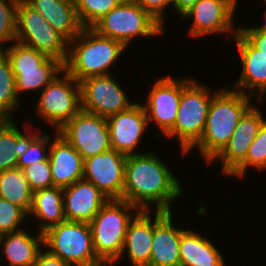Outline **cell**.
I'll use <instances>...</instances> for the list:
<instances>
[{"instance_id": "1", "label": "cell", "mask_w": 266, "mask_h": 266, "mask_svg": "<svg viewBox=\"0 0 266 266\" xmlns=\"http://www.w3.org/2000/svg\"><path fill=\"white\" fill-rule=\"evenodd\" d=\"M157 152L127 156L122 200L139 210L172 212V204L184 198V184Z\"/></svg>"}, {"instance_id": "2", "label": "cell", "mask_w": 266, "mask_h": 266, "mask_svg": "<svg viewBox=\"0 0 266 266\" xmlns=\"http://www.w3.org/2000/svg\"><path fill=\"white\" fill-rule=\"evenodd\" d=\"M254 99L229 86H223L212 97L203 135L186 155L196 149L206 166L226 146L241 116Z\"/></svg>"}, {"instance_id": "3", "label": "cell", "mask_w": 266, "mask_h": 266, "mask_svg": "<svg viewBox=\"0 0 266 266\" xmlns=\"http://www.w3.org/2000/svg\"><path fill=\"white\" fill-rule=\"evenodd\" d=\"M126 50L121 42L100 35L92 28H83L68 42L64 70L78 82L93 76L110 75Z\"/></svg>"}, {"instance_id": "4", "label": "cell", "mask_w": 266, "mask_h": 266, "mask_svg": "<svg viewBox=\"0 0 266 266\" xmlns=\"http://www.w3.org/2000/svg\"><path fill=\"white\" fill-rule=\"evenodd\" d=\"M193 78L183 76L181 79L177 117L174 127L164 136L169 141H177L183 158L203 135L212 97L221 89L214 90Z\"/></svg>"}, {"instance_id": "5", "label": "cell", "mask_w": 266, "mask_h": 266, "mask_svg": "<svg viewBox=\"0 0 266 266\" xmlns=\"http://www.w3.org/2000/svg\"><path fill=\"white\" fill-rule=\"evenodd\" d=\"M140 210L124 200H109L89 223L97 257L111 266L120 256L127 227Z\"/></svg>"}, {"instance_id": "6", "label": "cell", "mask_w": 266, "mask_h": 266, "mask_svg": "<svg viewBox=\"0 0 266 266\" xmlns=\"http://www.w3.org/2000/svg\"><path fill=\"white\" fill-rule=\"evenodd\" d=\"M100 35L121 42L127 49L141 37L154 40L167 29L133 0L122 1L92 27ZM166 32V33H165Z\"/></svg>"}, {"instance_id": "7", "label": "cell", "mask_w": 266, "mask_h": 266, "mask_svg": "<svg viewBox=\"0 0 266 266\" xmlns=\"http://www.w3.org/2000/svg\"><path fill=\"white\" fill-rule=\"evenodd\" d=\"M43 247L73 266H106L94 251L89 223L66 220L47 229Z\"/></svg>"}, {"instance_id": "8", "label": "cell", "mask_w": 266, "mask_h": 266, "mask_svg": "<svg viewBox=\"0 0 266 266\" xmlns=\"http://www.w3.org/2000/svg\"><path fill=\"white\" fill-rule=\"evenodd\" d=\"M36 98L34 115H38L50 130L59 131L81 110L80 84L65 70Z\"/></svg>"}, {"instance_id": "9", "label": "cell", "mask_w": 266, "mask_h": 266, "mask_svg": "<svg viewBox=\"0 0 266 266\" xmlns=\"http://www.w3.org/2000/svg\"><path fill=\"white\" fill-rule=\"evenodd\" d=\"M16 42L63 64L67 60L68 41L24 0H19L17 6Z\"/></svg>"}, {"instance_id": "10", "label": "cell", "mask_w": 266, "mask_h": 266, "mask_svg": "<svg viewBox=\"0 0 266 266\" xmlns=\"http://www.w3.org/2000/svg\"><path fill=\"white\" fill-rule=\"evenodd\" d=\"M119 81L114 74L80 81L81 110L106 118L128 110L137 100L132 101Z\"/></svg>"}, {"instance_id": "11", "label": "cell", "mask_w": 266, "mask_h": 266, "mask_svg": "<svg viewBox=\"0 0 266 266\" xmlns=\"http://www.w3.org/2000/svg\"><path fill=\"white\" fill-rule=\"evenodd\" d=\"M235 12L224 0H198L180 18L190 20L189 38H205L214 34L220 37L222 34L231 40L239 30L235 25Z\"/></svg>"}, {"instance_id": "12", "label": "cell", "mask_w": 266, "mask_h": 266, "mask_svg": "<svg viewBox=\"0 0 266 266\" xmlns=\"http://www.w3.org/2000/svg\"><path fill=\"white\" fill-rule=\"evenodd\" d=\"M58 133L88 159L111 149L107 118L80 110Z\"/></svg>"}, {"instance_id": "13", "label": "cell", "mask_w": 266, "mask_h": 266, "mask_svg": "<svg viewBox=\"0 0 266 266\" xmlns=\"http://www.w3.org/2000/svg\"><path fill=\"white\" fill-rule=\"evenodd\" d=\"M181 78L170 74L160 76L150 85L144 106L149 127L153 123L160 130L155 137L165 136L173 127L181 99ZM161 132V133H160Z\"/></svg>"}, {"instance_id": "14", "label": "cell", "mask_w": 266, "mask_h": 266, "mask_svg": "<svg viewBox=\"0 0 266 266\" xmlns=\"http://www.w3.org/2000/svg\"><path fill=\"white\" fill-rule=\"evenodd\" d=\"M257 106V107H256ZM253 103L241 116L234 133L226 146L207 164L211 166L216 161L221 162V174L229 175L246 159L249 147L255 140L259 128L266 120L259 108Z\"/></svg>"}, {"instance_id": "15", "label": "cell", "mask_w": 266, "mask_h": 266, "mask_svg": "<svg viewBox=\"0 0 266 266\" xmlns=\"http://www.w3.org/2000/svg\"><path fill=\"white\" fill-rule=\"evenodd\" d=\"M111 148L126 156L140 152V144L146 135L148 119L141 102H136L128 110L107 117Z\"/></svg>"}, {"instance_id": "16", "label": "cell", "mask_w": 266, "mask_h": 266, "mask_svg": "<svg viewBox=\"0 0 266 266\" xmlns=\"http://www.w3.org/2000/svg\"><path fill=\"white\" fill-rule=\"evenodd\" d=\"M127 156L109 149L84 160L83 179L96 186L109 200H122Z\"/></svg>"}, {"instance_id": "17", "label": "cell", "mask_w": 266, "mask_h": 266, "mask_svg": "<svg viewBox=\"0 0 266 266\" xmlns=\"http://www.w3.org/2000/svg\"><path fill=\"white\" fill-rule=\"evenodd\" d=\"M239 53L241 74L230 88L256 98L266 100V56L256 49L239 31L232 39ZM265 99V100H264Z\"/></svg>"}, {"instance_id": "18", "label": "cell", "mask_w": 266, "mask_h": 266, "mask_svg": "<svg viewBox=\"0 0 266 266\" xmlns=\"http://www.w3.org/2000/svg\"><path fill=\"white\" fill-rule=\"evenodd\" d=\"M173 212H153V240L149 266H180V238L185 228L173 223ZM177 225V226H176Z\"/></svg>"}, {"instance_id": "19", "label": "cell", "mask_w": 266, "mask_h": 266, "mask_svg": "<svg viewBox=\"0 0 266 266\" xmlns=\"http://www.w3.org/2000/svg\"><path fill=\"white\" fill-rule=\"evenodd\" d=\"M153 211L140 210L130 221L116 266L126 257L130 266H149L153 240Z\"/></svg>"}, {"instance_id": "20", "label": "cell", "mask_w": 266, "mask_h": 266, "mask_svg": "<svg viewBox=\"0 0 266 266\" xmlns=\"http://www.w3.org/2000/svg\"><path fill=\"white\" fill-rule=\"evenodd\" d=\"M48 132L51 133L49 163L53 186L65 188L83 179L84 160L81 155L58 131Z\"/></svg>"}, {"instance_id": "21", "label": "cell", "mask_w": 266, "mask_h": 266, "mask_svg": "<svg viewBox=\"0 0 266 266\" xmlns=\"http://www.w3.org/2000/svg\"><path fill=\"white\" fill-rule=\"evenodd\" d=\"M64 212L67 221L90 223L109 199L91 182L80 179L63 188Z\"/></svg>"}, {"instance_id": "22", "label": "cell", "mask_w": 266, "mask_h": 266, "mask_svg": "<svg viewBox=\"0 0 266 266\" xmlns=\"http://www.w3.org/2000/svg\"><path fill=\"white\" fill-rule=\"evenodd\" d=\"M14 119H0V172L17 168L18 158L42 134V127L33 124L27 128L28 123L23 121L24 126L20 124L18 128L19 123Z\"/></svg>"}, {"instance_id": "23", "label": "cell", "mask_w": 266, "mask_h": 266, "mask_svg": "<svg viewBox=\"0 0 266 266\" xmlns=\"http://www.w3.org/2000/svg\"><path fill=\"white\" fill-rule=\"evenodd\" d=\"M23 229L0 235V255L8 262L7 266H33L37 256L44 249L43 233ZM1 266V265H0Z\"/></svg>"}, {"instance_id": "24", "label": "cell", "mask_w": 266, "mask_h": 266, "mask_svg": "<svg viewBox=\"0 0 266 266\" xmlns=\"http://www.w3.org/2000/svg\"><path fill=\"white\" fill-rule=\"evenodd\" d=\"M68 42L83 29L76 13L75 0H24Z\"/></svg>"}, {"instance_id": "25", "label": "cell", "mask_w": 266, "mask_h": 266, "mask_svg": "<svg viewBox=\"0 0 266 266\" xmlns=\"http://www.w3.org/2000/svg\"><path fill=\"white\" fill-rule=\"evenodd\" d=\"M209 239L187 227L180 238V266H226L225 256Z\"/></svg>"}, {"instance_id": "26", "label": "cell", "mask_w": 266, "mask_h": 266, "mask_svg": "<svg viewBox=\"0 0 266 266\" xmlns=\"http://www.w3.org/2000/svg\"><path fill=\"white\" fill-rule=\"evenodd\" d=\"M33 217L38 232L66 221L64 212L63 188L52 186L33 192L32 206L28 218Z\"/></svg>"}, {"instance_id": "27", "label": "cell", "mask_w": 266, "mask_h": 266, "mask_svg": "<svg viewBox=\"0 0 266 266\" xmlns=\"http://www.w3.org/2000/svg\"><path fill=\"white\" fill-rule=\"evenodd\" d=\"M64 64L57 59L48 57L36 69L12 70L16 81V90L22 99L25 94H38L51 83L62 71ZM28 93V94H27Z\"/></svg>"}, {"instance_id": "28", "label": "cell", "mask_w": 266, "mask_h": 266, "mask_svg": "<svg viewBox=\"0 0 266 266\" xmlns=\"http://www.w3.org/2000/svg\"><path fill=\"white\" fill-rule=\"evenodd\" d=\"M33 191L19 168L0 172V198L23 208L27 213L32 206Z\"/></svg>"}, {"instance_id": "29", "label": "cell", "mask_w": 266, "mask_h": 266, "mask_svg": "<svg viewBox=\"0 0 266 266\" xmlns=\"http://www.w3.org/2000/svg\"><path fill=\"white\" fill-rule=\"evenodd\" d=\"M21 100L9 59L0 51V119H13L22 108Z\"/></svg>"}, {"instance_id": "30", "label": "cell", "mask_w": 266, "mask_h": 266, "mask_svg": "<svg viewBox=\"0 0 266 266\" xmlns=\"http://www.w3.org/2000/svg\"><path fill=\"white\" fill-rule=\"evenodd\" d=\"M250 168L253 171H266V120L259 128L258 134L248 149L246 159L229 175L243 180Z\"/></svg>"}, {"instance_id": "31", "label": "cell", "mask_w": 266, "mask_h": 266, "mask_svg": "<svg viewBox=\"0 0 266 266\" xmlns=\"http://www.w3.org/2000/svg\"><path fill=\"white\" fill-rule=\"evenodd\" d=\"M2 52L9 59L12 70L36 69L48 58L36 49L18 42H13Z\"/></svg>"}, {"instance_id": "32", "label": "cell", "mask_w": 266, "mask_h": 266, "mask_svg": "<svg viewBox=\"0 0 266 266\" xmlns=\"http://www.w3.org/2000/svg\"><path fill=\"white\" fill-rule=\"evenodd\" d=\"M121 2L122 0H75L80 24L83 28H91Z\"/></svg>"}, {"instance_id": "33", "label": "cell", "mask_w": 266, "mask_h": 266, "mask_svg": "<svg viewBox=\"0 0 266 266\" xmlns=\"http://www.w3.org/2000/svg\"><path fill=\"white\" fill-rule=\"evenodd\" d=\"M18 3L19 0H0V51L16 42Z\"/></svg>"}, {"instance_id": "34", "label": "cell", "mask_w": 266, "mask_h": 266, "mask_svg": "<svg viewBox=\"0 0 266 266\" xmlns=\"http://www.w3.org/2000/svg\"><path fill=\"white\" fill-rule=\"evenodd\" d=\"M28 213L8 200L0 198V235L14 233L25 229Z\"/></svg>"}, {"instance_id": "35", "label": "cell", "mask_w": 266, "mask_h": 266, "mask_svg": "<svg viewBox=\"0 0 266 266\" xmlns=\"http://www.w3.org/2000/svg\"><path fill=\"white\" fill-rule=\"evenodd\" d=\"M51 134L42 133L26 152L18 158L17 168L24 169L31 164L49 159Z\"/></svg>"}, {"instance_id": "36", "label": "cell", "mask_w": 266, "mask_h": 266, "mask_svg": "<svg viewBox=\"0 0 266 266\" xmlns=\"http://www.w3.org/2000/svg\"><path fill=\"white\" fill-rule=\"evenodd\" d=\"M23 171L33 192L53 186L49 159L31 164L24 168Z\"/></svg>"}, {"instance_id": "37", "label": "cell", "mask_w": 266, "mask_h": 266, "mask_svg": "<svg viewBox=\"0 0 266 266\" xmlns=\"http://www.w3.org/2000/svg\"><path fill=\"white\" fill-rule=\"evenodd\" d=\"M146 12H148L156 21H158L164 28L167 24V10L171 8L172 0H133Z\"/></svg>"}, {"instance_id": "38", "label": "cell", "mask_w": 266, "mask_h": 266, "mask_svg": "<svg viewBox=\"0 0 266 266\" xmlns=\"http://www.w3.org/2000/svg\"><path fill=\"white\" fill-rule=\"evenodd\" d=\"M261 54L266 56V32L238 30Z\"/></svg>"}, {"instance_id": "39", "label": "cell", "mask_w": 266, "mask_h": 266, "mask_svg": "<svg viewBox=\"0 0 266 266\" xmlns=\"http://www.w3.org/2000/svg\"><path fill=\"white\" fill-rule=\"evenodd\" d=\"M33 266H73L72 264L65 262L59 257L53 256L43 249L37 256L36 262Z\"/></svg>"}, {"instance_id": "40", "label": "cell", "mask_w": 266, "mask_h": 266, "mask_svg": "<svg viewBox=\"0 0 266 266\" xmlns=\"http://www.w3.org/2000/svg\"><path fill=\"white\" fill-rule=\"evenodd\" d=\"M198 0H172V10L180 17L190 9Z\"/></svg>"}, {"instance_id": "41", "label": "cell", "mask_w": 266, "mask_h": 266, "mask_svg": "<svg viewBox=\"0 0 266 266\" xmlns=\"http://www.w3.org/2000/svg\"><path fill=\"white\" fill-rule=\"evenodd\" d=\"M264 3L266 5V0H264ZM264 14V18L266 19V10L265 12L263 13ZM239 30H257L259 32H266V20H264L263 23H261L259 26L256 24V25H253L252 26H248V27H241L239 26Z\"/></svg>"}, {"instance_id": "42", "label": "cell", "mask_w": 266, "mask_h": 266, "mask_svg": "<svg viewBox=\"0 0 266 266\" xmlns=\"http://www.w3.org/2000/svg\"><path fill=\"white\" fill-rule=\"evenodd\" d=\"M229 6H231L235 11L237 10V9H239V8H237V7H239L238 5H240L238 2H239V0H224Z\"/></svg>"}]
</instances>
